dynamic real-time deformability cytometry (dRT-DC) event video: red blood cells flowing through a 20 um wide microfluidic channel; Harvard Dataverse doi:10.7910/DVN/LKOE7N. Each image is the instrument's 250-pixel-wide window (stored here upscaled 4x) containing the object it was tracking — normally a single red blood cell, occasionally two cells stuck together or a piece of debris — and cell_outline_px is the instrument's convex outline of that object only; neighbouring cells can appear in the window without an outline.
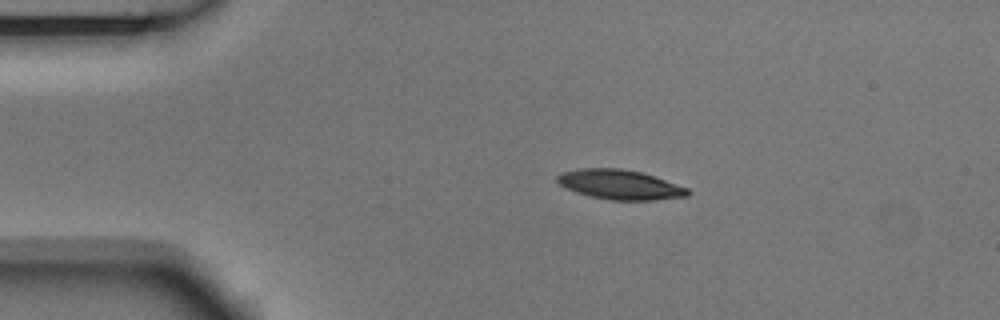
{"species": "Egyptian fruit bat (a non-hibernating species)", "species_latin": "Rousettus aegyptiacus", "temperature_condition": "room temperature", "stored_images_in_passage": 3, "camera_frame_rate_fps": 3000, "um_per_image_px": 0.085, "animal": {"sex": "male"}, "frame": {"image": 1, "passage_image": 1, "time_ms": 0.0, "image_size_px": [1000, 320], "cell_outline_px": [[692, 192], [688, 196], [656, 200], [612, 200], [592, 196], [576, 192], [560, 184], [556, 180], [556, 176], [560, 172], [580, 168], [620, 168], [640, 172], [688, 188]], "centroid_in_image_um": [52.69, 15.69], "position_along_channel_um": 32.3, "area_um2": 22.37}}
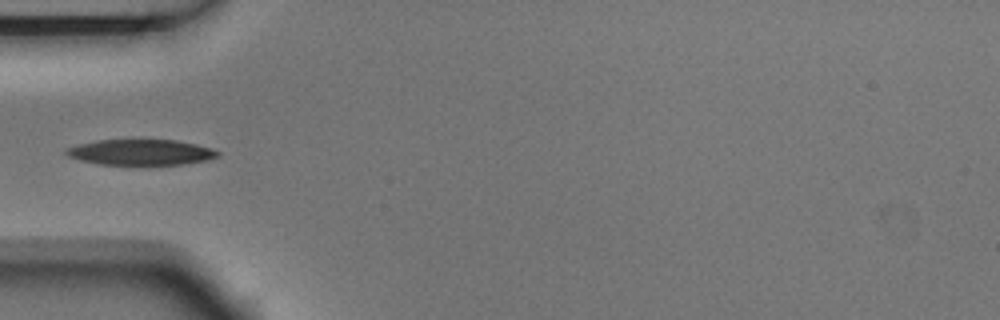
{"frame": {"image": 2, "passage_image": 3, "time_ms": 0.667, "image_size_px": [1000, 320], "cell_outline_px": [[220, 156], [208, 160], [184, 164], [144, 168], [100, 164], [80, 160], [64, 156], [64, 148], [76, 144], [96, 140], [176, 140], [196, 144], [212, 148], [220, 152]], "centroid_in_image_um": [11.94, 12.99], "position_along_channel_um": 73.1, "area_um2": 24.04}}